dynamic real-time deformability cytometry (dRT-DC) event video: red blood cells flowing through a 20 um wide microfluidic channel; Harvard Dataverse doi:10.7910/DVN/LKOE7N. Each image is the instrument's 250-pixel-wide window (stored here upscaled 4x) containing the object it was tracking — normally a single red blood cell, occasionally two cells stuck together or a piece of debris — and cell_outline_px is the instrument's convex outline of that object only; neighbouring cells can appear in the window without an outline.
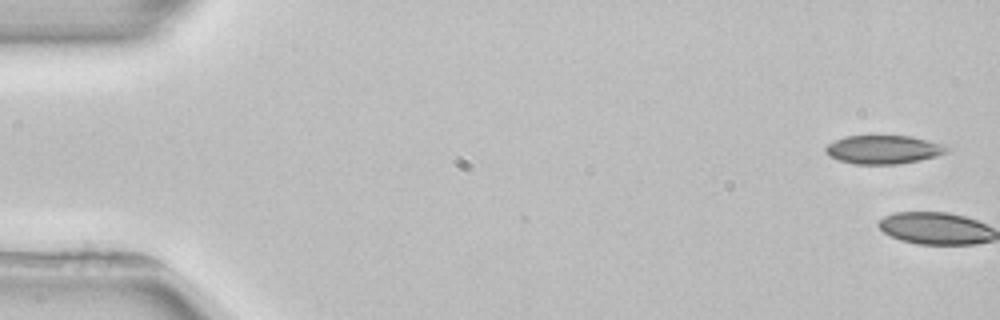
{"species": "common noctule bat (a hibernating species)", "species_latin": "Nyctalus noctula", "temperature_condition": "room temperature", "stored_images_in_passage": 4, "camera_frame_rate_fps": 3000, "um_per_image_px": 0.085, "animal": {"sex": "female", "body_mass_g": 22.7, "forearm_length_mm": 54.2}, "frame": {"image": 1, "passage_image": 1, "time_ms": 0.0, "image_size_px": [1000, 320], "cell_outline_px": [[952, 148], [948, 152], [936, 156], [920, 160], [896, 164], [852, 164], [828, 156], [824, 152], [824, 148], [828, 144], [844, 136], [908, 136], [928, 140]], "centroid_in_image_um": [75.07, 12.72], "position_along_channel_um": 9.9, "area_um2": 20.17}}